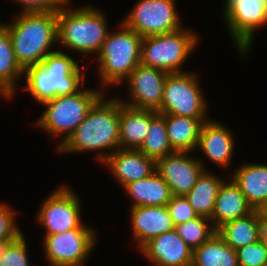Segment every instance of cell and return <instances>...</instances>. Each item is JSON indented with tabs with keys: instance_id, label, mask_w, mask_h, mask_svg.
<instances>
[{
	"instance_id": "5bb4252c",
	"label": "cell",
	"mask_w": 267,
	"mask_h": 266,
	"mask_svg": "<svg viewBox=\"0 0 267 266\" xmlns=\"http://www.w3.org/2000/svg\"><path fill=\"white\" fill-rule=\"evenodd\" d=\"M139 252L153 266H192L193 249L175 229L151 239L139 249Z\"/></svg>"
},
{
	"instance_id": "2e32d148",
	"label": "cell",
	"mask_w": 267,
	"mask_h": 266,
	"mask_svg": "<svg viewBox=\"0 0 267 266\" xmlns=\"http://www.w3.org/2000/svg\"><path fill=\"white\" fill-rule=\"evenodd\" d=\"M220 121L211 120L204 122L199 135L197 149L212 161L217 167L228 168L234 155V136Z\"/></svg>"
},
{
	"instance_id": "30bf717a",
	"label": "cell",
	"mask_w": 267,
	"mask_h": 266,
	"mask_svg": "<svg viewBox=\"0 0 267 266\" xmlns=\"http://www.w3.org/2000/svg\"><path fill=\"white\" fill-rule=\"evenodd\" d=\"M222 15L238 53L246 58L256 30L267 25V0H235Z\"/></svg>"
},
{
	"instance_id": "f546056e",
	"label": "cell",
	"mask_w": 267,
	"mask_h": 266,
	"mask_svg": "<svg viewBox=\"0 0 267 266\" xmlns=\"http://www.w3.org/2000/svg\"><path fill=\"white\" fill-rule=\"evenodd\" d=\"M175 230L193 250L206 242L216 232L211 219L201 216L190 218L185 223L175 225Z\"/></svg>"
},
{
	"instance_id": "d6986e66",
	"label": "cell",
	"mask_w": 267,
	"mask_h": 266,
	"mask_svg": "<svg viewBox=\"0 0 267 266\" xmlns=\"http://www.w3.org/2000/svg\"><path fill=\"white\" fill-rule=\"evenodd\" d=\"M227 180L230 181H223L219 188L211 216V222L215 229L226 222L247 216L254 211L231 177Z\"/></svg>"
},
{
	"instance_id": "f1b7e54d",
	"label": "cell",
	"mask_w": 267,
	"mask_h": 266,
	"mask_svg": "<svg viewBox=\"0 0 267 266\" xmlns=\"http://www.w3.org/2000/svg\"><path fill=\"white\" fill-rule=\"evenodd\" d=\"M24 90L28 91L39 104L53 99L52 74L48 73L42 64H35L24 70Z\"/></svg>"
},
{
	"instance_id": "83f0119b",
	"label": "cell",
	"mask_w": 267,
	"mask_h": 266,
	"mask_svg": "<svg viewBox=\"0 0 267 266\" xmlns=\"http://www.w3.org/2000/svg\"><path fill=\"white\" fill-rule=\"evenodd\" d=\"M138 150L155 161L174 152L167 136L165 116L163 114L151 110L150 128Z\"/></svg>"
},
{
	"instance_id": "7c38bea8",
	"label": "cell",
	"mask_w": 267,
	"mask_h": 266,
	"mask_svg": "<svg viewBox=\"0 0 267 266\" xmlns=\"http://www.w3.org/2000/svg\"><path fill=\"white\" fill-rule=\"evenodd\" d=\"M168 72L139 64L124 82L128 84L129 100L121 102L135 109L158 111L161 108Z\"/></svg>"
},
{
	"instance_id": "9c48e42d",
	"label": "cell",
	"mask_w": 267,
	"mask_h": 266,
	"mask_svg": "<svg viewBox=\"0 0 267 266\" xmlns=\"http://www.w3.org/2000/svg\"><path fill=\"white\" fill-rule=\"evenodd\" d=\"M76 228L57 234H44L43 253L51 266H83L95 250L97 231Z\"/></svg>"
},
{
	"instance_id": "cb8c5ba5",
	"label": "cell",
	"mask_w": 267,
	"mask_h": 266,
	"mask_svg": "<svg viewBox=\"0 0 267 266\" xmlns=\"http://www.w3.org/2000/svg\"><path fill=\"white\" fill-rule=\"evenodd\" d=\"M263 224L254 210L247 216L224 223L216 229L218 235L234 250L251 245L262 238Z\"/></svg>"
},
{
	"instance_id": "ba28073f",
	"label": "cell",
	"mask_w": 267,
	"mask_h": 266,
	"mask_svg": "<svg viewBox=\"0 0 267 266\" xmlns=\"http://www.w3.org/2000/svg\"><path fill=\"white\" fill-rule=\"evenodd\" d=\"M52 192L42 201L40 210L36 213V219L45 229V234L92 228L82 222L81 200L73 188L63 184Z\"/></svg>"
},
{
	"instance_id": "74e56055",
	"label": "cell",
	"mask_w": 267,
	"mask_h": 266,
	"mask_svg": "<svg viewBox=\"0 0 267 266\" xmlns=\"http://www.w3.org/2000/svg\"><path fill=\"white\" fill-rule=\"evenodd\" d=\"M235 0H224V4H223V11L222 13L234 2Z\"/></svg>"
},
{
	"instance_id": "8fae6325",
	"label": "cell",
	"mask_w": 267,
	"mask_h": 266,
	"mask_svg": "<svg viewBox=\"0 0 267 266\" xmlns=\"http://www.w3.org/2000/svg\"><path fill=\"white\" fill-rule=\"evenodd\" d=\"M176 0H139L122 22L141 37L161 35L183 27Z\"/></svg>"
},
{
	"instance_id": "ac0fdd59",
	"label": "cell",
	"mask_w": 267,
	"mask_h": 266,
	"mask_svg": "<svg viewBox=\"0 0 267 266\" xmlns=\"http://www.w3.org/2000/svg\"><path fill=\"white\" fill-rule=\"evenodd\" d=\"M129 212L138 250L158 235L175 229L166 206H136L130 207Z\"/></svg>"
},
{
	"instance_id": "7a4b0ae2",
	"label": "cell",
	"mask_w": 267,
	"mask_h": 266,
	"mask_svg": "<svg viewBox=\"0 0 267 266\" xmlns=\"http://www.w3.org/2000/svg\"><path fill=\"white\" fill-rule=\"evenodd\" d=\"M6 26L16 61L23 70L41 64L45 57L56 50L58 43L57 12H23Z\"/></svg>"
},
{
	"instance_id": "3957f363",
	"label": "cell",
	"mask_w": 267,
	"mask_h": 266,
	"mask_svg": "<svg viewBox=\"0 0 267 266\" xmlns=\"http://www.w3.org/2000/svg\"><path fill=\"white\" fill-rule=\"evenodd\" d=\"M70 3L71 0L57 12L58 44L67 51L69 48L79 55L96 57L109 33L107 18L102 9L92 5L74 9Z\"/></svg>"
},
{
	"instance_id": "4316f807",
	"label": "cell",
	"mask_w": 267,
	"mask_h": 266,
	"mask_svg": "<svg viewBox=\"0 0 267 266\" xmlns=\"http://www.w3.org/2000/svg\"><path fill=\"white\" fill-rule=\"evenodd\" d=\"M236 250L215 232L206 242L193 250L192 266H237Z\"/></svg>"
},
{
	"instance_id": "4fadbf2b",
	"label": "cell",
	"mask_w": 267,
	"mask_h": 266,
	"mask_svg": "<svg viewBox=\"0 0 267 266\" xmlns=\"http://www.w3.org/2000/svg\"><path fill=\"white\" fill-rule=\"evenodd\" d=\"M190 156V152L174 151L156 161V172L169 185L173 195L185 196L207 170L203 160Z\"/></svg>"
},
{
	"instance_id": "d4e9b609",
	"label": "cell",
	"mask_w": 267,
	"mask_h": 266,
	"mask_svg": "<svg viewBox=\"0 0 267 266\" xmlns=\"http://www.w3.org/2000/svg\"><path fill=\"white\" fill-rule=\"evenodd\" d=\"M23 79L24 70L16 61L10 34L3 24H0V94L5 99H12L17 94V81Z\"/></svg>"
},
{
	"instance_id": "1f68e13d",
	"label": "cell",
	"mask_w": 267,
	"mask_h": 266,
	"mask_svg": "<svg viewBox=\"0 0 267 266\" xmlns=\"http://www.w3.org/2000/svg\"><path fill=\"white\" fill-rule=\"evenodd\" d=\"M238 265L267 266V249L264 241L240 247L236 250Z\"/></svg>"
},
{
	"instance_id": "8d00e7d4",
	"label": "cell",
	"mask_w": 267,
	"mask_h": 266,
	"mask_svg": "<svg viewBox=\"0 0 267 266\" xmlns=\"http://www.w3.org/2000/svg\"><path fill=\"white\" fill-rule=\"evenodd\" d=\"M261 239L264 241L266 249H267V226H263Z\"/></svg>"
},
{
	"instance_id": "44dd1931",
	"label": "cell",
	"mask_w": 267,
	"mask_h": 266,
	"mask_svg": "<svg viewBox=\"0 0 267 266\" xmlns=\"http://www.w3.org/2000/svg\"><path fill=\"white\" fill-rule=\"evenodd\" d=\"M150 122L151 110L135 109L126 106L120 99V148L138 149L147 135Z\"/></svg>"
},
{
	"instance_id": "7402d4cb",
	"label": "cell",
	"mask_w": 267,
	"mask_h": 266,
	"mask_svg": "<svg viewBox=\"0 0 267 266\" xmlns=\"http://www.w3.org/2000/svg\"><path fill=\"white\" fill-rule=\"evenodd\" d=\"M161 114L165 116L167 136L172 150L190 153L195 151L201 127L209 119H196L167 113Z\"/></svg>"
},
{
	"instance_id": "6da1fadb",
	"label": "cell",
	"mask_w": 267,
	"mask_h": 266,
	"mask_svg": "<svg viewBox=\"0 0 267 266\" xmlns=\"http://www.w3.org/2000/svg\"><path fill=\"white\" fill-rule=\"evenodd\" d=\"M104 95L106 94L94 103L85 119L56 152L78 154L96 151V161L103 163L110 154L120 148V98L111 96L106 100Z\"/></svg>"
},
{
	"instance_id": "d6a6232c",
	"label": "cell",
	"mask_w": 267,
	"mask_h": 266,
	"mask_svg": "<svg viewBox=\"0 0 267 266\" xmlns=\"http://www.w3.org/2000/svg\"><path fill=\"white\" fill-rule=\"evenodd\" d=\"M6 204H0V246L15 240L23 232L16 224V212Z\"/></svg>"
},
{
	"instance_id": "ffe728a7",
	"label": "cell",
	"mask_w": 267,
	"mask_h": 266,
	"mask_svg": "<svg viewBox=\"0 0 267 266\" xmlns=\"http://www.w3.org/2000/svg\"><path fill=\"white\" fill-rule=\"evenodd\" d=\"M230 176L254 210L267 200L266 164H242Z\"/></svg>"
},
{
	"instance_id": "d590c367",
	"label": "cell",
	"mask_w": 267,
	"mask_h": 266,
	"mask_svg": "<svg viewBox=\"0 0 267 266\" xmlns=\"http://www.w3.org/2000/svg\"><path fill=\"white\" fill-rule=\"evenodd\" d=\"M263 226H267V200L256 209Z\"/></svg>"
},
{
	"instance_id": "5b68a950",
	"label": "cell",
	"mask_w": 267,
	"mask_h": 266,
	"mask_svg": "<svg viewBox=\"0 0 267 266\" xmlns=\"http://www.w3.org/2000/svg\"><path fill=\"white\" fill-rule=\"evenodd\" d=\"M104 92V88L93 90L83 87L77 93L60 95L47 100L41 104L46 109L43 110L35 125L49 136L61 137L59 143L57 142L58 149L74 133L85 119L89 109L105 94Z\"/></svg>"
},
{
	"instance_id": "277c9868",
	"label": "cell",
	"mask_w": 267,
	"mask_h": 266,
	"mask_svg": "<svg viewBox=\"0 0 267 266\" xmlns=\"http://www.w3.org/2000/svg\"><path fill=\"white\" fill-rule=\"evenodd\" d=\"M117 31H109L97 59L100 86L107 89L122 85L131 72L141 64L142 39L136 31L122 21Z\"/></svg>"
},
{
	"instance_id": "836d02e7",
	"label": "cell",
	"mask_w": 267,
	"mask_h": 266,
	"mask_svg": "<svg viewBox=\"0 0 267 266\" xmlns=\"http://www.w3.org/2000/svg\"><path fill=\"white\" fill-rule=\"evenodd\" d=\"M174 225L187 222L190 218L199 217L186 196L173 195L166 205Z\"/></svg>"
},
{
	"instance_id": "e575fe53",
	"label": "cell",
	"mask_w": 267,
	"mask_h": 266,
	"mask_svg": "<svg viewBox=\"0 0 267 266\" xmlns=\"http://www.w3.org/2000/svg\"><path fill=\"white\" fill-rule=\"evenodd\" d=\"M23 12H58L69 0H13Z\"/></svg>"
},
{
	"instance_id": "9a60e30c",
	"label": "cell",
	"mask_w": 267,
	"mask_h": 266,
	"mask_svg": "<svg viewBox=\"0 0 267 266\" xmlns=\"http://www.w3.org/2000/svg\"><path fill=\"white\" fill-rule=\"evenodd\" d=\"M103 164L122 188L149 177L156 171V161L138 149L119 148L110 154Z\"/></svg>"
},
{
	"instance_id": "8992f818",
	"label": "cell",
	"mask_w": 267,
	"mask_h": 266,
	"mask_svg": "<svg viewBox=\"0 0 267 266\" xmlns=\"http://www.w3.org/2000/svg\"><path fill=\"white\" fill-rule=\"evenodd\" d=\"M186 26L142 39L141 64L168 73H181L183 64L198 45V34Z\"/></svg>"
},
{
	"instance_id": "52a82bcc",
	"label": "cell",
	"mask_w": 267,
	"mask_h": 266,
	"mask_svg": "<svg viewBox=\"0 0 267 266\" xmlns=\"http://www.w3.org/2000/svg\"><path fill=\"white\" fill-rule=\"evenodd\" d=\"M195 72L168 73L163 99L158 113L174 114L196 119L207 117L208 102Z\"/></svg>"
},
{
	"instance_id": "4dcf8cb0",
	"label": "cell",
	"mask_w": 267,
	"mask_h": 266,
	"mask_svg": "<svg viewBox=\"0 0 267 266\" xmlns=\"http://www.w3.org/2000/svg\"><path fill=\"white\" fill-rule=\"evenodd\" d=\"M25 235L0 246V266H30Z\"/></svg>"
},
{
	"instance_id": "484cf974",
	"label": "cell",
	"mask_w": 267,
	"mask_h": 266,
	"mask_svg": "<svg viewBox=\"0 0 267 266\" xmlns=\"http://www.w3.org/2000/svg\"><path fill=\"white\" fill-rule=\"evenodd\" d=\"M214 172L204 170L193 188L185 195L196 214L211 219L219 188L224 181Z\"/></svg>"
},
{
	"instance_id": "e0dca14e",
	"label": "cell",
	"mask_w": 267,
	"mask_h": 266,
	"mask_svg": "<svg viewBox=\"0 0 267 266\" xmlns=\"http://www.w3.org/2000/svg\"><path fill=\"white\" fill-rule=\"evenodd\" d=\"M48 73L52 74L53 93L56 96L71 95L81 90L85 85L86 75L76 59L67 52L58 49L49 53L41 62ZM83 72V73H82Z\"/></svg>"
},
{
	"instance_id": "603a6c76",
	"label": "cell",
	"mask_w": 267,
	"mask_h": 266,
	"mask_svg": "<svg viewBox=\"0 0 267 266\" xmlns=\"http://www.w3.org/2000/svg\"><path fill=\"white\" fill-rule=\"evenodd\" d=\"M123 189L133 200L131 207L166 206L173 196L169 185L156 171L149 177L127 184Z\"/></svg>"
}]
</instances>
